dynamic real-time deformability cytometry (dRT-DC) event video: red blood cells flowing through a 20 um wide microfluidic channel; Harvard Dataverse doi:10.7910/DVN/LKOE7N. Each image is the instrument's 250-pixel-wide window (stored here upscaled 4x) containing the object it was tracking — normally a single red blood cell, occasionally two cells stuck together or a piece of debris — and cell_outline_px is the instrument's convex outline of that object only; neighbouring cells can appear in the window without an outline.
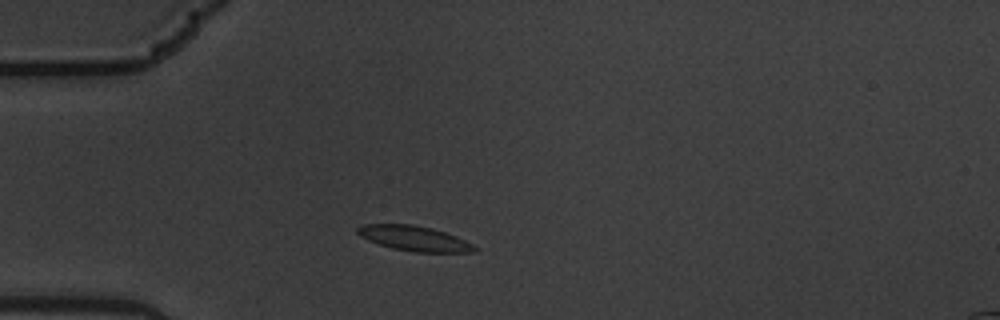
{"species": "common noctule bat (a hibernating species)", "species_latin": "Nyctalus noctula", "temperature_condition": "warm", "stored_images_in_passage": 9, "camera_frame_rate_fps": 3000, "um_per_image_px": 0.085, "animal": {"sex": "male", "body_mass_g": 19.5, "forearm_length_mm": 54.6}, "frame": {"image": 1, "passage_image": 2, "time_ms": 0.333, "image_size_px": [1000, 320], "cell_outline_px": [[476, 252], [416, 252], [392, 248], [368, 240], [360, 236], [356, 232], [356, 228], [364, 224], [412, 224], [432, 228], [456, 236], [472, 244], [476, 248]], "centroid_in_image_um": [35.19, 20.26], "position_along_channel_um": 49.8, "area_um2": 16.94}}
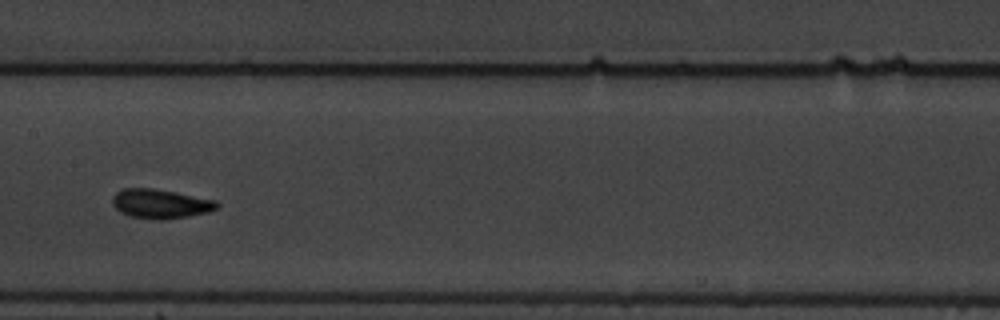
{"frame": {"image": 2, "passage_image": 6, "time_ms": 1.667, "image_size_px": [1000, 320], "cell_outline_px": [[220, 204], [216, 208], [208, 212], [188, 216], [160, 220], [128, 216], [120, 212], [112, 204], [112, 196], [116, 192], [124, 188], [152, 188], [176, 192], [216, 200]], "centroid_in_image_um": [13.62, 17.31], "position_along_channel_um": 193.8, "area_um2": 17.86}}
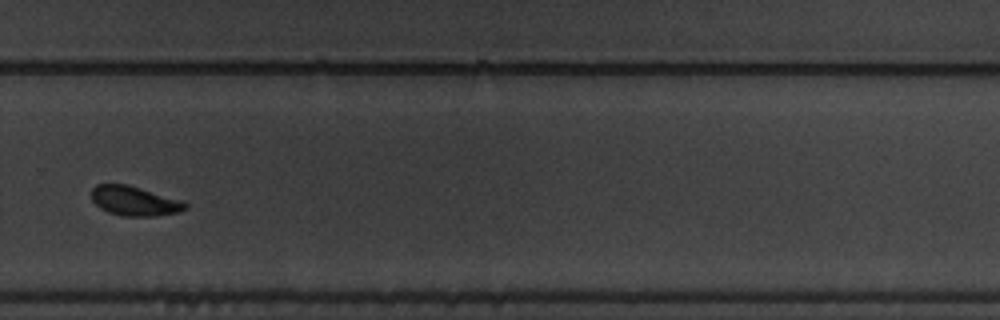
{"frame": {"image": 3, "passage_image": 9, "time_ms": 2.667, "image_size_px": [1000, 320], "cell_outline_px": [[188, 208], [180, 212], [156, 216], [120, 216], [108, 212], [100, 208], [92, 200], [92, 188], [96, 184], [128, 184], [184, 200], [188, 204]], "centroid_in_image_um": [11.48, 17.08], "position_along_channel_um": 318.3, "area_um2": 16.47}}